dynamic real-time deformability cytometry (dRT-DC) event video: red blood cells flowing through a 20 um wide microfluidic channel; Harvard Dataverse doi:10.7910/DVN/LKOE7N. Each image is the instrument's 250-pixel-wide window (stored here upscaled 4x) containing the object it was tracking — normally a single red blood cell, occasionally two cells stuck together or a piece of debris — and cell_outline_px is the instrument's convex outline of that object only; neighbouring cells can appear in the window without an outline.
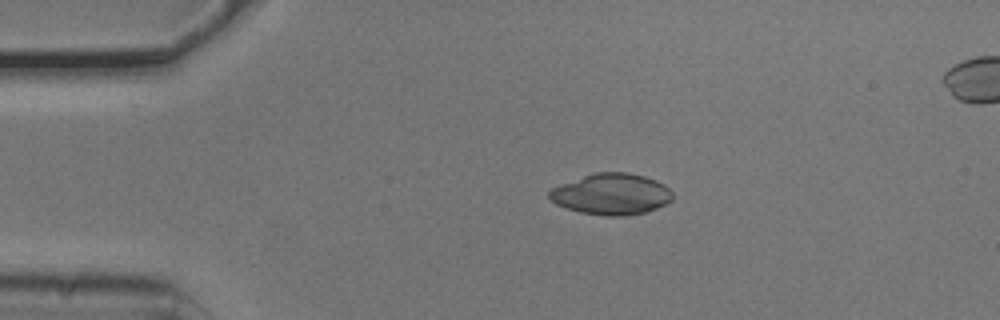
{"species": "common noctule bat (a hibernating species)", "species_latin": "Nyctalus noctula", "temperature_condition": "cold", "stored_images_in_passage": 4, "camera_frame_rate_fps": 3000, "um_per_image_px": 0.085, "animal": {"sex": "male", "body_mass_g": 20.5, "forearm_length_mm": 52.5}, "frame": {"image": 1, "passage_image": 3, "time_ms": 0.667, "image_size_px": [1000, 320], "cell_outline_px": [[672, 200], [656, 208], [644, 212], [624, 216], [604, 216], [580, 212], [556, 204], [548, 196], [548, 192], [552, 188], [584, 176], [596, 172], [628, 172], [644, 176], [656, 180], [664, 184], [672, 192]], "centroid_in_image_um": [51.98, 16.5], "position_along_channel_um": 33.0, "area_um2": 29.3}}